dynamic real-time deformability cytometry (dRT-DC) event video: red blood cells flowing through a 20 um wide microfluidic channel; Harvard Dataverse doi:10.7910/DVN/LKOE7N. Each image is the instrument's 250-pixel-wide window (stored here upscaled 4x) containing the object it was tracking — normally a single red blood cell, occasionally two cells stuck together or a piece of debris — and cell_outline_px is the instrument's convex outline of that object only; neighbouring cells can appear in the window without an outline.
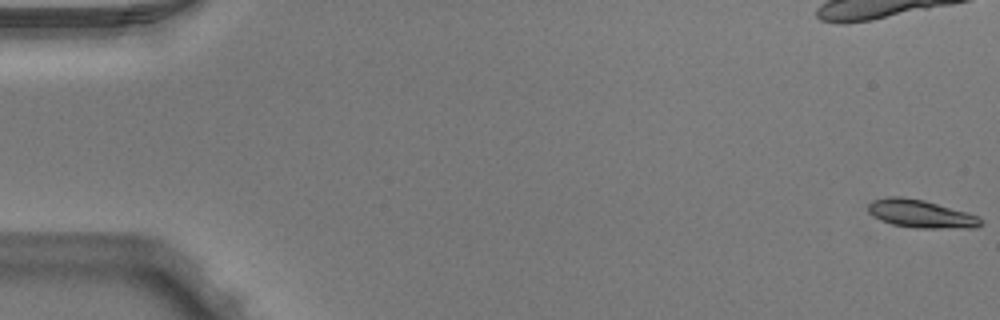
{"species": "Egyptian fruit bat (a non-hibernating species)", "species_latin": "Rousettus aegyptiacus", "temperature_condition": "warm", "stored_images_in_passage": 52, "camera_frame_rate_fps": 3000, "um_per_image_px": 0.085, "animal": {"sex": "male"}, "frame": {"image": 1, "passage_image": 1, "time_ms": 0.0, "image_size_px": [1000, 320], "cell_outline_px": [[984, 224], [976, 228], [916, 228], [892, 224], [880, 220], [872, 216], [868, 212], [868, 204], [872, 200], [888, 196], [900, 196], [924, 200], [980, 216], [984, 220]], "centroid_in_image_um": [78.29, 18.18], "position_along_channel_um": 6.7, "area_um2": 18.61}, "authors_computed_cell_mechanics": {"area_um2": 18.8428, "velocity_mm_per_s": 3.9923, "shape_relaxation_time_tau1_ms": 8.7468, "shape_relaxation_time_tau2_ms": 7.3216, "deformation_change_tau1": 0.2326, "deformation_change_tau2": 0.1469}}